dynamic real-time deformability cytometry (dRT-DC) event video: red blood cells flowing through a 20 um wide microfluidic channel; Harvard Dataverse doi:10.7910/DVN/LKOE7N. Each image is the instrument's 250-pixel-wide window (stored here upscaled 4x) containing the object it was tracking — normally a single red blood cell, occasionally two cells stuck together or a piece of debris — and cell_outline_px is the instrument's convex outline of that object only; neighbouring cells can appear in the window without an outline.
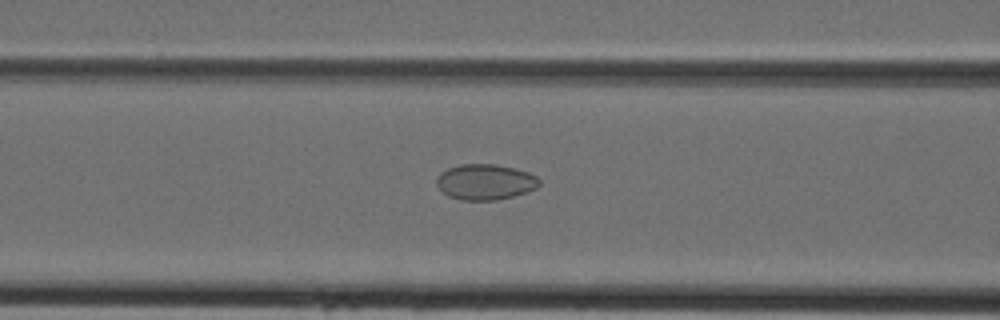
{"species": "Egyptian fruit bat (a non-hibernating species)", "species_latin": "Rousettus aegyptiacus", "temperature_condition": "cold", "stored_images_in_passage": 37, "camera_frame_rate_fps": 3000, "um_per_image_px": 0.085, "animal": {"sex": "female"}, "frame": {"image": 1, "passage_image": 11, "time_ms": 3.333, "image_size_px": [1000, 320], "cell_outline_px": [[540, 184], [536, 188], [528, 192], [496, 200], [460, 200], [448, 196], [436, 184], [436, 176], [440, 172], [448, 168], [460, 164], [496, 164], [516, 168], [528, 172], [536, 176], [540, 180]], "centroid_in_image_um": [41.24, 15.46], "position_along_channel_um": 125.4, "area_um2": 21.5}}
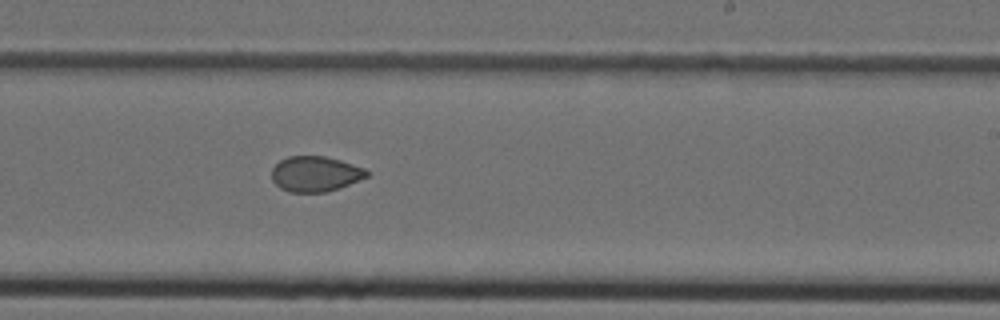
{"frame": {"image": 2, "passage_image": 20, "time_ms": 6.333, "image_size_px": [1000, 320], "cell_outline_px": [[368, 176], [340, 188], [328, 192], [288, 192], [280, 188], [272, 180], [272, 168], [280, 160], [288, 156], [324, 156], [340, 160], [364, 168], [368, 172]], "centroid_in_image_um": [26.78, 14.79], "position_along_channel_um": 262.2, "area_um2": 19.59}}
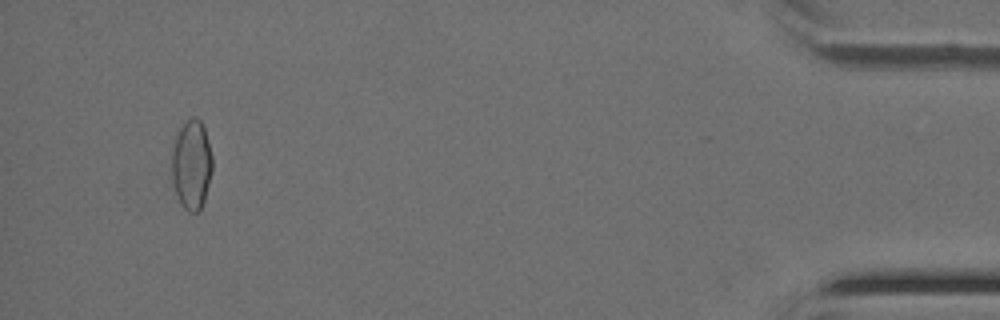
{"frame": {"image": 3, "passage_image": 35, "time_ms": 11.333, "image_size_px": [1000, 320], "cell_outline_px": [[212, 172], [204, 200], [200, 212], [188, 212], [180, 204], [172, 180], [172, 152], [176, 136], [180, 128], [192, 116], [196, 116], [200, 120], [204, 128], [212, 156]], "centroid_in_image_um": [16.29, 14.02], "position_along_channel_um": 418.9, "area_um2": 21.1}}